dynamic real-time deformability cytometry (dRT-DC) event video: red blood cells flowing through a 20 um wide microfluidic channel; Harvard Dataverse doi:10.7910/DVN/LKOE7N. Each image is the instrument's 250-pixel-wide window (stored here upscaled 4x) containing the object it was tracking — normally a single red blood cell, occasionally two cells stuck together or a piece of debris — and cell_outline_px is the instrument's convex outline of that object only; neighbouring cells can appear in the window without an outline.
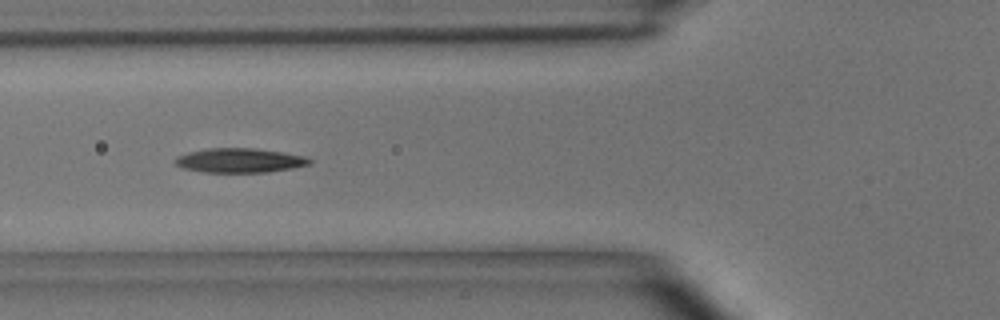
{"species": "common noctule bat (a hibernating species)", "species_latin": "Nyctalus noctula", "temperature_condition": "room temperature", "stored_images_in_passage": 7, "camera_frame_rate_fps": 3000, "um_per_image_px": 0.085, "animal": {"sex": "male", "body_mass_g": 15.6}, "frame": {"image": 1, "passage_image": 5, "time_ms": 4.333, "image_size_px": [1000, 320], "cell_outline_px": [[312, 164], [292, 168], [268, 172], [204, 172], [184, 168], [176, 164], [172, 160], [176, 156], [188, 152], [208, 148], [256, 148], [284, 152], [304, 156], [312, 160]], "centroid_in_image_um": [20.38, 13.63], "position_along_channel_um": 105.4, "area_um2": 19.19}}